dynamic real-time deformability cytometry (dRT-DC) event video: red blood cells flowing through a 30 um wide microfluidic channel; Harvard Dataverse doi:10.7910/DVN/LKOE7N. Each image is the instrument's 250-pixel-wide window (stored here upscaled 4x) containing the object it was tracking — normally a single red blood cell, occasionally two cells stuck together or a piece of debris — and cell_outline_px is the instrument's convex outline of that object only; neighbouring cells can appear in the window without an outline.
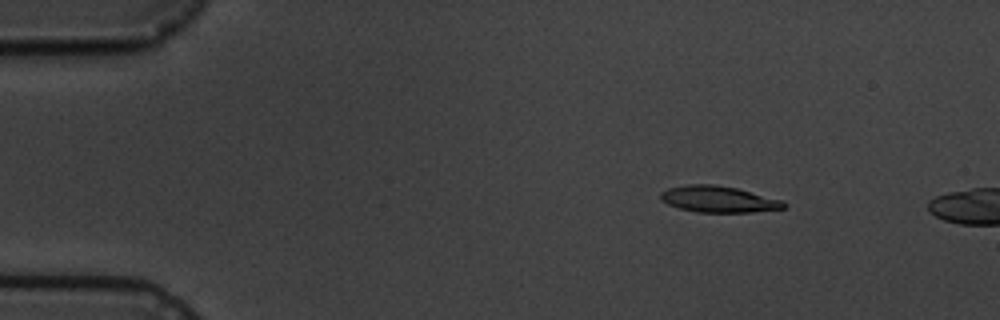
{"species": "common noctule bat (a hibernating species)", "species_latin": "Nyctalus noctula", "temperature_condition": "cold", "stored_images_in_passage": 5, "camera_frame_rate_fps": 3000, "um_per_image_px": 0.085, "animal": {"sex": "male", "body_mass_g": 19.5, "forearm_length_mm": 54.6}, "frame": {"image": 1, "passage_image": 3, "time_ms": 2.333, "image_size_px": [1000, 320], "cell_outline_px": [[788, 204], [784, 208], [752, 212], [696, 212], [680, 208], [668, 204], [660, 200], [660, 192], [668, 188], [688, 184], [712, 184], [736, 188], [784, 200]], "centroid_in_image_um": [61.08, 16.93], "position_along_channel_um": 23.9, "area_um2": 18.96}}